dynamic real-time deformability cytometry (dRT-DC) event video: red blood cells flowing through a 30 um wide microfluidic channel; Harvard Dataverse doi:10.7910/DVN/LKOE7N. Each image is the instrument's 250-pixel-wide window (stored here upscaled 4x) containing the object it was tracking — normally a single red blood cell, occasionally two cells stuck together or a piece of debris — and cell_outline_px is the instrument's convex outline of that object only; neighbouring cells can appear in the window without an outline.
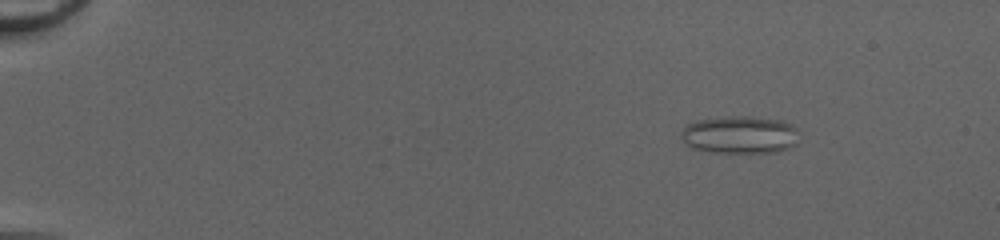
{"species": "common noctule bat (a hibernating species)", "species_latin": "Nyctalus noctula", "temperature_condition": "cold", "stored_images_in_passage": 52, "camera_frame_rate_fps": 3000, "um_per_image_px": 0.085, "animal": {"sex": "female", "body_mass_g": 20.0, "forearm_length_mm": 54.0}, "frame": {"image": 1, "passage_image": 8, "time_ms": 2.333, "image_size_px": [1000, 240], "cell_outline_px": [[796, 144], [788, 148], [776, 152], [712, 152], [692, 148], [680, 136], [680, 132], [688, 124], [696, 120], [728, 116], [748, 116], [784, 120], [792, 124], [796, 128]], "centroid_in_image_um": [62.89, 11.44], "position_along_channel_um": 22.1, "area_um2": 25.84}}
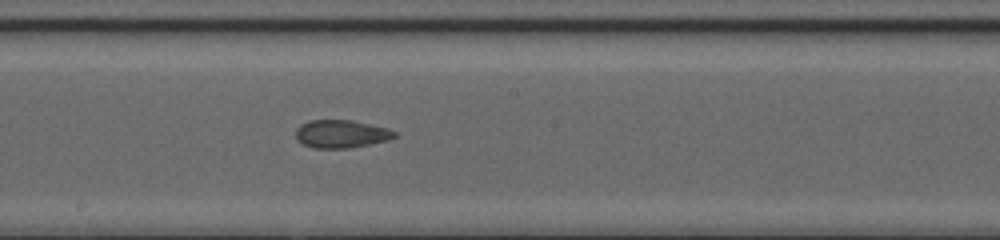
{"frame": {"image": 2, "passage_image": 31, "time_ms": 10.0, "image_size_px": [1000, 240], "cell_outline_px": [[396, 136], [388, 140], [348, 148], [312, 148], [296, 140], [296, 128], [300, 124], [308, 120], [352, 120], [388, 128], [396, 132]], "centroid_in_image_um": [28.97, 11.37], "position_along_channel_um": 219.2, "area_um2": 16.13}}
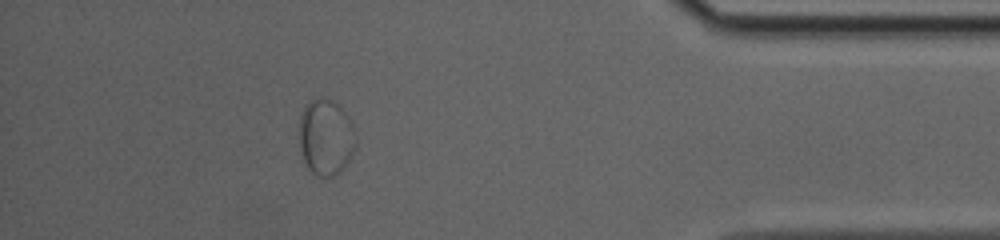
{"frame": {"image": 3, "passage_image": 47, "time_ms": 15.333, "image_size_px": [1000, 240], "cell_outline_px": [[356, 148], [348, 160], [332, 176], [316, 176], [308, 168], [304, 160], [300, 148], [300, 116], [304, 104], [316, 96], [324, 96], [332, 100], [348, 116], [352, 124], [356, 136]], "centroid_in_image_um": [27.68, 11.6], "position_along_channel_um": 407.5, "area_um2": 25.03}}